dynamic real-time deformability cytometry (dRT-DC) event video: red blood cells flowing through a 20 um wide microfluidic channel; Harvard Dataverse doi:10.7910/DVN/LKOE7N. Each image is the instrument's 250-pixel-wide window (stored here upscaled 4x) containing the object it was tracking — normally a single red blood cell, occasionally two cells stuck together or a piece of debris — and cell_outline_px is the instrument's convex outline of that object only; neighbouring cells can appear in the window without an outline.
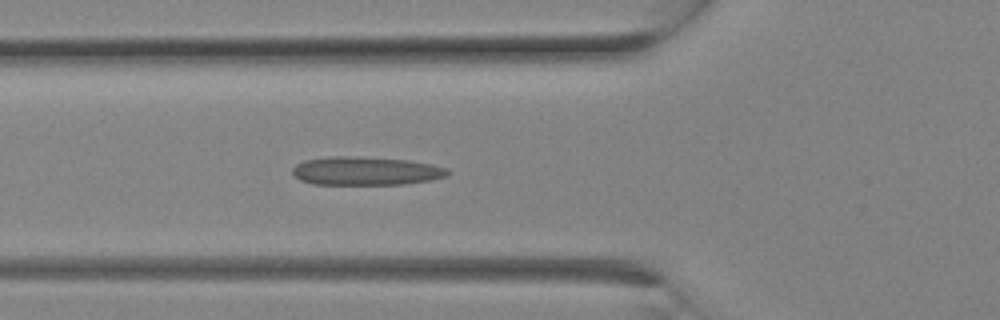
{"species": "Egyptian fruit bat (a non-hibernating species)", "species_latin": "Rousettus aegyptiacus", "temperature_condition": "room temperature", "stored_images_in_passage": 8, "camera_frame_rate_fps": 3000, "um_per_image_px": 0.085, "animal": {"sex": "female"}, "frame": {"image": 1, "passage_image": 8, "time_ms": 2.333, "image_size_px": [1000, 320], "cell_outline_px": [[452, 172], [448, 176], [428, 180], [404, 184], [312, 184], [300, 180], [292, 172], [292, 168], [296, 164], [304, 160], [328, 156], [356, 156], [408, 160], [432, 164], [448, 168]], "centroid_in_image_um": [31.1, 14.52], "position_along_channel_um": 94.7, "area_um2": 25.89}}